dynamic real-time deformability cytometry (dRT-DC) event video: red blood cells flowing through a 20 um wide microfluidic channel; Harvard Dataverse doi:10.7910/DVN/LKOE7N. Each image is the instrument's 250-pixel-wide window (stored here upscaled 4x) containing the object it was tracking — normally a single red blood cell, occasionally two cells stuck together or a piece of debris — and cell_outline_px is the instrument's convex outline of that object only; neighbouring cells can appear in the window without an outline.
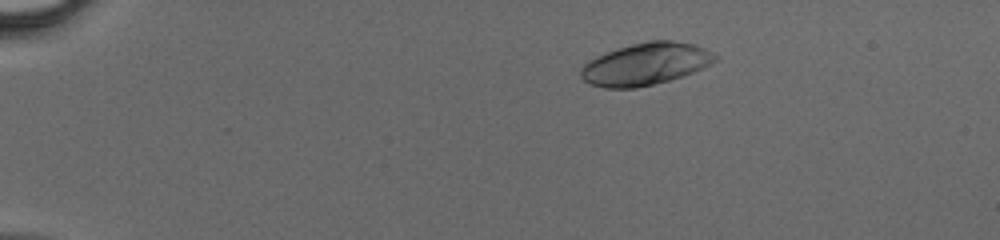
{"species": "human", "species_latin": "Homo sapiens", "temperature_condition": "cold", "stored_images_in_passage": 44, "camera_frame_rate_fps": 3000, "um_per_image_px": 0.085, "donor": {"sex": "male"}, "frame": {"image": 1, "passage_image": 6, "time_ms": 1.667, "image_size_px": [1000, 240], "cell_outline_px": [[720, 56], [716, 60], [692, 72], [668, 80], [636, 88], [604, 88], [588, 84], [580, 76], [580, 68], [588, 60], [596, 56], [632, 44], [652, 40], [672, 40], [692, 44], [704, 48]], "centroid_in_image_um": [54.83, 5.44], "position_along_channel_um": 30.2, "area_um2": 32.66}}
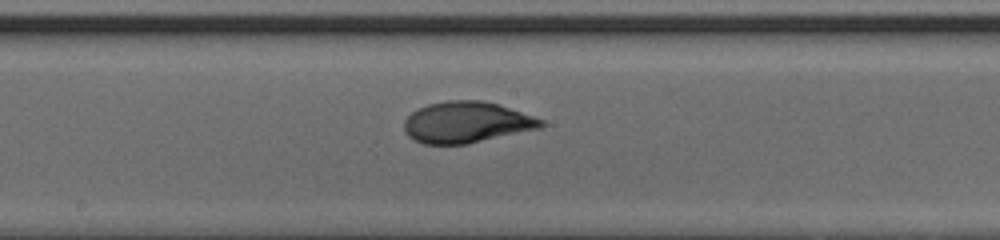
{"frame": {"image": 2, "passage_image": 24, "time_ms": 7.667, "image_size_px": [1000, 240], "cell_outline_px": [[548, 124], [540, 128], [464, 144], [424, 144], [408, 136], [404, 128], [404, 120], [412, 112], [428, 104], [448, 100], [484, 100], [500, 104], [544, 120]], "centroid_in_image_um": [39.67, 10.38], "position_along_channel_um": 208.5, "area_um2": 32.71}}
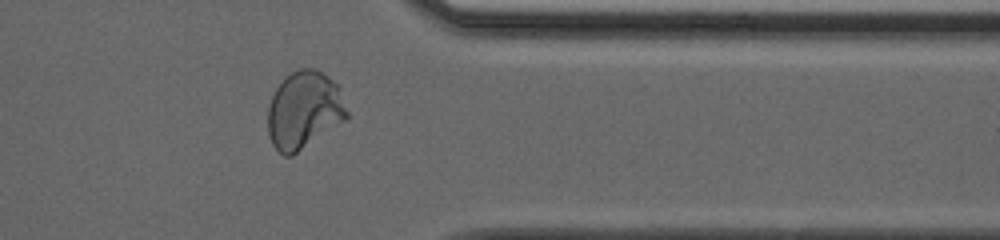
{"frame": {"image": 3, "passage_image": 36, "time_ms": 11.667, "image_size_px": [1000, 240], "cell_outline_px": [[348, 116], [344, 120], [292, 156], [284, 156], [272, 144], [268, 136], [268, 108], [272, 96], [276, 88], [292, 72], [300, 68], [316, 68], [332, 80], [336, 84], [348, 112]], "centroid_in_image_um": [25.82, 9.37], "position_along_channel_um": 385.6, "area_um2": 35.14}}